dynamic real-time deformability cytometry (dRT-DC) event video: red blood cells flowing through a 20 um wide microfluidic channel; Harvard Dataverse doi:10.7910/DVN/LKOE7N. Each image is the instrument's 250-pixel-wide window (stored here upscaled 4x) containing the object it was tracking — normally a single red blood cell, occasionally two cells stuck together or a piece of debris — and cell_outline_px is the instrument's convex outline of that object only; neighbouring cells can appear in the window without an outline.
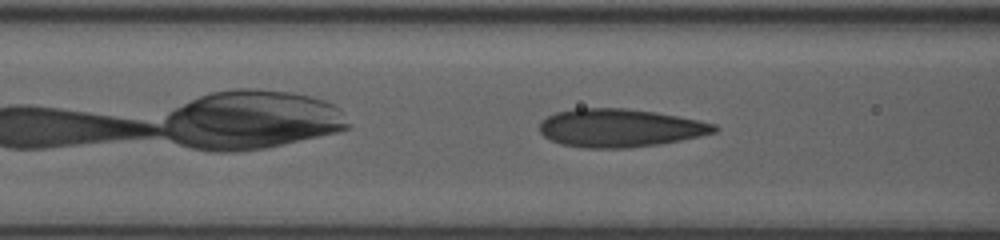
{"species": "human", "species_latin": "Homo sapiens", "temperature_condition": "room temperature", "stored_images_in_passage": 7, "camera_frame_rate_fps": 3000, "um_per_image_px": 0.085, "donor": {"sex": "female"}, "frame": {"image": 1, "passage_image": 5, "time_ms": 1.333, "image_size_px": [1000, 240], "cell_outline_px": [[716, 132], [680, 140], [660, 144], [628, 148], [584, 148], [560, 144], [544, 136], [540, 132], [540, 124], [548, 116], [556, 112], [576, 108], [624, 108], [652, 112], [676, 116], [716, 124]], "centroid_in_image_um": [52.65, 10.88], "position_along_channel_um": 113.9, "area_um2": 38.49}}